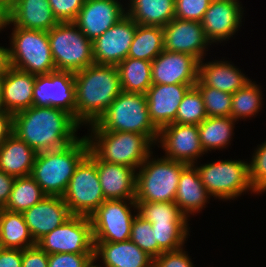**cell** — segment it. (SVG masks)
Listing matches in <instances>:
<instances>
[{
  "label": "cell",
  "instance_id": "obj_1",
  "mask_svg": "<svg viewBox=\"0 0 266 267\" xmlns=\"http://www.w3.org/2000/svg\"><path fill=\"white\" fill-rule=\"evenodd\" d=\"M81 127L70 113L50 106H31L13 114V133L37 153L77 141Z\"/></svg>",
  "mask_w": 266,
  "mask_h": 267
},
{
  "label": "cell",
  "instance_id": "obj_2",
  "mask_svg": "<svg viewBox=\"0 0 266 267\" xmlns=\"http://www.w3.org/2000/svg\"><path fill=\"white\" fill-rule=\"evenodd\" d=\"M76 121L84 128L96 123L121 93L117 66L92 64L74 73Z\"/></svg>",
  "mask_w": 266,
  "mask_h": 267
},
{
  "label": "cell",
  "instance_id": "obj_3",
  "mask_svg": "<svg viewBox=\"0 0 266 267\" xmlns=\"http://www.w3.org/2000/svg\"><path fill=\"white\" fill-rule=\"evenodd\" d=\"M86 136L61 149L39 152L31 176L47 196H63L76 167L88 155Z\"/></svg>",
  "mask_w": 266,
  "mask_h": 267
},
{
  "label": "cell",
  "instance_id": "obj_4",
  "mask_svg": "<svg viewBox=\"0 0 266 267\" xmlns=\"http://www.w3.org/2000/svg\"><path fill=\"white\" fill-rule=\"evenodd\" d=\"M89 150L99 159L132 167L136 171L154 151L155 144L146 136L133 132L89 130ZM90 132V133H89Z\"/></svg>",
  "mask_w": 266,
  "mask_h": 267
},
{
  "label": "cell",
  "instance_id": "obj_5",
  "mask_svg": "<svg viewBox=\"0 0 266 267\" xmlns=\"http://www.w3.org/2000/svg\"><path fill=\"white\" fill-rule=\"evenodd\" d=\"M87 129L142 134L154 144L159 134V129L150 119L146 95L123 90L98 121L87 126Z\"/></svg>",
  "mask_w": 266,
  "mask_h": 267
},
{
  "label": "cell",
  "instance_id": "obj_6",
  "mask_svg": "<svg viewBox=\"0 0 266 267\" xmlns=\"http://www.w3.org/2000/svg\"><path fill=\"white\" fill-rule=\"evenodd\" d=\"M153 154L136 171L135 201L174 202L180 175L188 164Z\"/></svg>",
  "mask_w": 266,
  "mask_h": 267
},
{
  "label": "cell",
  "instance_id": "obj_7",
  "mask_svg": "<svg viewBox=\"0 0 266 267\" xmlns=\"http://www.w3.org/2000/svg\"><path fill=\"white\" fill-rule=\"evenodd\" d=\"M246 160L218 159L204 164L197 162L194 165L208 194L214 200L228 202L237 200L246 193L256 194L249 181L248 159Z\"/></svg>",
  "mask_w": 266,
  "mask_h": 267
},
{
  "label": "cell",
  "instance_id": "obj_8",
  "mask_svg": "<svg viewBox=\"0 0 266 267\" xmlns=\"http://www.w3.org/2000/svg\"><path fill=\"white\" fill-rule=\"evenodd\" d=\"M10 29L12 32L9 35L10 45L8 48L11 67L34 75L56 71L48 31L23 29L15 26H11Z\"/></svg>",
  "mask_w": 266,
  "mask_h": 267
},
{
  "label": "cell",
  "instance_id": "obj_9",
  "mask_svg": "<svg viewBox=\"0 0 266 267\" xmlns=\"http://www.w3.org/2000/svg\"><path fill=\"white\" fill-rule=\"evenodd\" d=\"M48 38L56 70L75 73L94 64L93 42L74 22H59Z\"/></svg>",
  "mask_w": 266,
  "mask_h": 267
},
{
  "label": "cell",
  "instance_id": "obj_10",
  "mask_svg": "<svg viewBox=\"0 0 266 267\" xmlns=\"http://www.w3.org/2000/svg\"><path fill=\"white\" fill-rule=\"evenodd\" d=\"M137 215L135 199L105 200L89 217L94 242H122L130 239Z\"/></svg>",
  "mask_w": 266,
  "mask_h": 267
},
{
  "label": "cell",
  "instance_id": "obj_11",
  "mask_svg": "<svg viewBox=\"0 0 266 267\" xmlns=\"http://www.w3.org/2000/svg\"><path fill=\"white\" fill-rule=\"evenodd\" d=\"M62 197L72 215L88 217L106 200L96 164L88 156L76 167Z\"/></svg>",
  "mask_w": 266,
  "mask_h": 267
},
{
  "label": "cell",
  "instance_id": "obj_12",
  "mask_svg": "<svg viewBox=\"0 0 266 267\" xmlns=\"http://www.w3.org/2000/svg\"><path fill=\"white\" fill-rule=\"evenodd\" d=\"M36 244L49 254L94 253L90 217L72 215L62 225L39 239Z\"/></svg>",
  "mask_w": 266,
  "mask_h": 267
},
{
  "label": "cell",
  "instance_id": "obj_13",
  "mask_svg": "<svg viewBox=\"0 0 266 267\" xmlns=\"http://www.w3.org/2000/svg\"><path fill=\"white\" fill-rule=\"evenodd\" d=\"M33 106H50L70 113L76 120V94L74 73L53 71L36 75Z\"/></svg>",
  "mask_w": 266,
  "mask_h": 267
},
{
  "label": "cell",
  "instance_id": "obj_14",
  "mask_svg": "<svg viewBox=\"0 0 266 267\" xmlns=\"http://www.w3.org/2000/svg\"><path fill=\"white\" fill-rule=\"evenodd\" d=\"M155 145L162 148L163 153L165 152L164 157L186 164L200 162L206 154L200 143L198 125L179 123L165 125L159 129Z\"/></svg>",
  "mask_w": 266,
  "mask_h": 267
},
{
  "label": "cell",
  "instance_id": "obj_15",
  "mask_svg": "<svg viewBox=\"0 0 266 267\" xmlns=\"http://www.w3.org/2000/svg\"><path fill=\"white\" fill-rule=\"evenodd\" d=\"M244 9L240 0H212L201 21L207 40L227 43L242 27Z\"/></svg>",
  "mask_w": 266,
  "mask_h": 267
},
{
  "label": "cell",
  "instance_id": "obj_16",
  "mask_svg": "<svg viewBox=\"0 0 266 267\" xmlns=\"http://www.w3.org/2000/svg\"><path fill=\"white\" fill-rule=\"evenodd\" d=\"M137 25L132 18L126 15L92 41L94 63L117 66L125 60Z\"/></svg>",
  "mask_w": 266,
  "mask_h": 267
},
{
  "label": "cell",
  "instance_id": "obj_17",
  "mask_svg": "<svg viewBox=\"0 0 266 267\" xmlns=\"http://www.w3.org/2000/svg\"><path fill=\"white\" fill-rule=\"evenodd\" d=\"M163 30L164 49L167 51L189 54L200 62L212 47L199 21L174 18Z\"/></svg>",
  "mask_w": 266,
  "mask_h": 267
},
{
  "label": "cell",
  "instance_id": "obj_18",
  "mask_svg": "<svg viewBox=\"0 0 266 267\" xmlns=\"http://www.w3.org/2000/svg\"><path fill=\"white\" fill-rule=\"evenodd\" d=\"M123 4L121 0H85L74 23L94 41L127 15L126 3Z\"/></svg>",
  "mask_w": 266,
  "mask_h": 267
},
{
  "label": "cell",
  "instance_id": "obj_19",
  "mask_svg": "<svg viewBox=\"0 0 266 267\" xmlns=\"http://www.w3.org/2000/svg\"><path fill=\"white\" fill-rule=\"evenodd\" d=\"M151 64L153 84L195 85L198 81L199 61L189 54L164 49Z\"/></svg>",
  "mask_w": 266,
  "mask_h": 267
},
{
  "label": "cell",
  "instance_id": "obj_20",
  "mask_svg": "<svg viewBox=\"0 0 266 267\" xmlns=\"http://www.w3.org/2000/svg\"><path fill=\"white\" fill-rule=\"evenodd\" d=\"M22 214L35 242L72 216L63 197L47 195Z\"/></svg>",
  "mask_w": 266,
  "mask_h": 267
},
{
  "label": "cell",
  "instance_id": "obj_21",
  "mask_svg": "<svg viewBox=\"0 0 266 267\" xmlns=\"http://www.w3.org/2000/svg\"><path fill=\"white\" fill-rule=\"evenodd\" d=\"M194 86L152 84L145 95L150 119L158 129L174 123L180 102L187 91Z\"/></svg>",
  "mask_w": 266,
  "mask_h": 267
},
{
  "label": "cell",
  "instance_id": "obj_22",
  "mask_svg": "<svg viewBox=\"0 0 266 267\" xmlns=\"http://www.w3.org/2000/svg\"><path fill=\"white\" fill-rule=\"evenodd\" d=\"M87 156L96 164L106 200L135 199L136 170L134 168L99 160L90 150Z\"/></svg>",
  "mask_w": 266,
  "mask_h": 267
},
{
  "label": "cell",
  "instance_id": "obj_23",
  "mask_svg": "<svg viewBox=\"0 0 266 267\" xmlns=\"http://www.w3.org/2000/svg\"><path fill=\"white\" fill-rule=\"evenodd\" d=\"M199 62L198 79L205 85L217 90L235 93L251 81L233 62L221 58V60Z\"/></svg>",
  "mask_w": 266,
  "mask_h": 267
},
{
  "label": "cell",
  "instance_id": "obj_24",
  "mask_svg": "<svg viewBox=\"0 0 266 267\" xmlns=\"http://www.w3.org/2000/svg\"><path fill=\"white\" fill-rule=\"evenodd\" d=\"M94 257L104 267L153 266V258L130 239L122 242H94Z\"/></svg>",
  "mask_w": 266,
  "mask_h": 267
},
{
  "label": "cell",
  "instance_id": "obj_25",
  "mask_svg": "<svg viewBox=\"0 0 266 267\" xmlns=\"http://www.w3.org/2000/svg\"><path fill=\"white\" fill-rule=\"evenodd\" d=\"M7 16L5 27L9 28L12 25L23 29L49 31L59 23L48 0H17Z\"/></svg>",
  "mask_w": 266,
  "mask_h": 267
},
{
  "label": "cell",
  "instance_id": "obj_26",
  "mask_svg": "<svg viewBox=\"0 0 266 267\" xmlns=\"http://www.w3.org/2000/svg\"><path fill=\"white\" fill-rule=\"evenodd\" d=\"M211 198L201 181L196 166L188 164L180 175L174 200L180 211L190 219V216L200 214L210 203Z\"/></svg>",
  "mask_w": 266,
  "mask_h": 267
},
{
  "label": "cell",
  "instance_id": "obj_27",
  "mask_svg": "<svg viewBox=\"0 0 266 267\" xmlns=\"http://www.w3.org/2000/svg\"><path fill=\"white\" fill-rule=\"evenodd\" d=\"M36 75L10 67L3 77V110L12 114L33 106Z\"/></svg>",
  "mask_w": 266,
  "mask_h": 267
},
{
  "label": "cell",
  "instance_id": "obj_28",
  "mask_svg": "<svg viewBox=\"0 0 266 267\" xmlns=\"http://www.w3.org/2000/svg\"><path fill=\"white\" fill-rule=\"evenodd\" d=\"M37 152L12 133L0 145V170L15 178L31 175Z\"/></svg>",
  "mask_w": 266,
  "mask_h": 267
},
{
  "label": "cell",
  "instance_id": "obj_29",
  "mask_svg": "<svg viewBox=\"0 0 266 267\" xmlns=\"http://www.w3.org/2000/svg\"><path fill=\"white\" fill-rule=\"evenodd\" d=\"M127 1V15L138 25L164 27L175 18V0Z\"/></svg>",
  "mask_w": 266,
  "mask_h": 267
},
{
  "label": "cell",
  "instance_id": "obj_30",
  "mask_svg": "<svg viewBox=\"0 0 266 267\" xmlns=\"http://www.w3.org/2000/svg\"><path fill=\"white\" fill-rule=\"evenodd\" d=\"M231 117H207L198 125L199 139L204 152L227 149L233 141L235 125ZM230 144V145H229Z\"/></svg>",
  "mask_w": 266,
  "mask_h": 267
},
{
  "label": "cell",
  "instance_id": "obj_31",
  "mask_svg": "<svg viewBox=\"0 0 266 267\" xmlns=\"http://www.w3.org/2000/svg\"><path fill=\"white\" fill-rule=\"evenodd\" d=\"M0 242L3 248L21 250L36 245L22 213L0 209Z\"/></svg>",
  "mask_w": 266,
  "mask_h": 267
},
{
  "label": "cell",
  "instance_id": "obj_32",
  "mask_svg": "<svg viewBox=\"0 0 266 267\" xmlns=\"http://www.w3.org/2000/svg\"><path fill=\"white\" fill-rule=\"evenodd\" d=\"M117 68L123 91L146 94L153 84L151 61L127 57Z\"/></svg>",
  "mask_w": 266,
  "mask_h": 267
},
{
  "label": "cell",
  "instance_id": "obj_33",
  "mask_svg": "<svg viewBox=\"0 0 266 267\" xmlns=\"http://www.w3.org/2000/svg\"><path fill=\"white\" fill-rule=\"evenodd\" d=\"M163 50V27L137 25L127 57L152 62Z\"/></svg>",
  "mask_w": 266,
  "mask_h": 267
},
{
  "label": "cell",
  "instance_id": "obj_34",
  "mask_svg": "<svg viewBox=\"0 0 266 267\" xmlns=\"http://www.w3.org/2000/svg\"><path fill=\"white\" fill-rule=\"evenodd\" d=\"M253 79L243 88L232 94L231 118L239 122L256 117L263 107V91L261 85Z\"/></svg>",
  "mask_w": 266,
  "mask_h": 267
},
{
  "label": "cell",
  "instance_id": "obj_35",
  "mask_svg": "<svg viewBox=\"0 0 266 267\" xmlns=\"http://www.w3.org/2000/svg\"><path fill=\"white\" fill-rule=\"evenodd\" d=\"M46 194L31 175L15 178L12 191L4 209L23 213L41 201Z\"/></svg>",
  "mask_w": 266,
  "mask_h": 267
},
{
  "label": "cell",
  "instance_id": "obj_36",
  "mask_svg": "<svg viewBox=\"0 0 266 267\" xmlns=\"http://www.w3.org/2000/svg\"><path fill=\"white\" fill-rule=\"evenodd\" d=\"M137 214L150 223H188V219L175 202L135 201Z\"/></svg>",
  "mask_w": 266,
  "mask_h": 267
},
{
  "label": "cell",
  "instance_id": "obj_37",
  "mask_svg": "<svg viewBox=\"0 0 266 267\" xmlns=\"http://www.w3.org/2000/svg\"><path fill=\"white\" fill-rule=\"evenodd\" d=\"M155 240L163 252L175 251L186 246L191 232L189 223H151Z\"/></svg>",
  "mask_w": 266,
  "mask_h": 267
},
{
  "label": "cell",
  "instance_id": "obj_38",
  "mask_svg": "<svg viewBox=\"0 0 266 267\" xmlns=\"http://www.w3.org/2000/svg\"><path fill=\"white\" fill-rule=\"evenodd\" d=\"M207 117L201 93L195 86L191 87L180 102L174 123L199 125Z\"/></svg>",
  "mask_w": 266,
  "mask_h": 267
},
{
  "label": "cell",
  "instance_id": "obj_39",
  "mask_svg": "<svg viewBox=\"0 0 266 267\" xmlns=\"http://www.w3.org/2000/svg\"><path fill=\"white\" fill-rule=\"evenodd\" d=\"M195 87L202 95L208 117H231L232 94L205 86L199 79Z\"/></svg>",
  "mask_w": 266,
  "mask_h": 267
},
{
  "label": "cell",
  "instance_id": "obj_40",
  "mask_svg": "<svg viewBox=\"0 0 266 267\" xmlns=\"http://www.w3.org/2000/svg\"><path fill=\"white\" fill-rule=\"evenodd\" d=\"M130 240L153 259L163 253L158 246L157 240H155L150 221L145 220L138 214L134 217L132 223Z\"/></svg>",
  "mask_w": 266,
  "mask_h": 267
},
{
  "label": "cell",
  "instance_id": "obj_41",
  "mask_svg": "<svg viewBox=\"0 0 266 267\" xmlns=\"http://www.w3.org/2000/svg\"><path fill=\"white\" fill-rule=\"evenodd\" d=\"M248 160L249 181L256 195L266 193V140L253 150Z\"/></svg>",
  "mask_w": 266,
  "mask_h": 267
},
{
  "label": "cell",
  "instance_id": "obj_42",
  "mask_svg": "<svg viewBox=\"0 0 266 267\" xmlns=\"http://www.w3.org/2000/svg\"><path fill=\"white\" fill-rule=\"evenodd\" d=\"M212 0H175V18L201 22Z\"/></svg>",
  "mask_w": 266,
  "mask_h": 267
},
{
  "label": "cell",
  "instance_id": "obj_43",
  "mask_svg": "<svg viewBox=\"0 0 266 267\" xmlns=\"http://www.w3.org/2000/svg\"><path fill=\"white\" fill-rule=\"evenodd\" d=\"M59 22H74L85 0H48Z\"/></svg>",
  "mask_w": 266,
  "mask_h": 267
},
{
  "label": "cell",
  "instance_id": "obj_44",
  "mask_svg": "<svg viewBox=\"0 0 266 267\" xmlns=\"http://www.w3.org/2000/svg\"><path fill=\"white\" fill-rule=\"evenodd\" d=\"M185 246L175 251L161 253L153 259L154 267H195Z\"/></svg>",
  "mask_w": 266,
  "mask_h": 267
},
{
  "label": "cell",
  "instance_id": "obj_45",
  "mask_svg": "<svg viewBox=\"0 0 266 267\" xmlns=\"http://www.w3.org/2000/svg\"><path fill=\"white\" fill-rule=\"evenodd\" d=\"M94 253H56L48 255V267H84Z\"/></svg>",
  "mask_w": 266,
  "mask_h": 267
},
{
  "label": "cell",
  "instance_id": "obj_46",
  "mask_svg": "<svg viewBox=\"0 0 266 267\" xmlns=\"http://www.w3.org/2000/svg\"><path fill=\"white\" fill-rule=\"evenodd\" d=\"M22 267H48V254L37 244L22 250Z\"/></svg>",
  "mask_w": 266,
  "mask_h": 267
},
{
  "label": "cell",
  "instance_id": "obj_47",
  "mask_svg": "<svg viewBox=\"0 0 266 267\" xmlns=\"http://www.w3.org/2000/svg\"><path fill=\"white\" fill-rule=\"evenodd\" d=\"M0 267H22V250L3 248L0 252Z\"/></svg>",
  "mask_w": 266,
  "mask_h": 267
},
{
  "label": "cell",
  "instance_id": "obj_48",
  "mask_svg": "<svg viewBox=\"0 0 266 267\" xmlns=\"http://www.w3.org/2000/svg\"><path fill=\"white\" fill-rule=\"evenodd\" d=\"M14 181L15 177L0 170V209L8 202Z\"/></svg>",
  "mask_w": 266,
  "mask_h": 267
},
{
  "label": "cell",
  "instance_id": "obj_49",
  "mask_svg": "<svg viewBox=\"0 0 266 267\" xmlns=\"http://www.w3.org/2000/svg\"><path fill=\"white\" fill-rule=\"evenodd\" d=\"M13 133V114L0 110V145Z\"/></svg>",
  "mask_w": 266,
  "mask_h": 267
},
{
  "label": "cell",
  "instance_id": "obj_50",
  "mask_svg": "<svg viewBox=\"0 0 266 267\" xmlns=\"http://www.w3.org/2000/svg\"><path fill=\"white\" fill-rule=\"evenodd\" d=\"M10 67L9 48L0 44V76H4Z\"/></svg>",
  "mask_w": 266,
  "mask_h": 267
},
{
  "label": "cell",
  "instance_id": "obj_51",
  "mask_svg": "<svg viewBox=\"0 0 266 267\" xmlns=\"http://www.w3.org/2000/svg\"><path fill=\"white\" fill-rule=\"evenodd\" d=\"M17 0H0V7L7 13L15 6Z\"/></svg>",
  "mask_w": 266,
  "mask_h": 267
},
{
  "label": "cell",
  "instance_id": "obj_52",
  "mask_svg": "<svg viewBox=\"0 0 266 267\" xmlns=\"http://www.w3.org/2000/svg\"><path fill=\"white\" fill-rule=\"evenodd\" d=\"M8 20L7 12L0 7V33L4 29L6 30V22Z\"/></svg>",
  "mask_w": 266,
  "mask_h": 267
},
{
  "label": "cell",
  "instance_id": "obj_53",
  "mask_svg": "<svg viewBox=\"0 0 266 267\" xmlns=\"http://www.w3.org/2000/svg\"><path fill=\"white\" fill-rule=\"evenodd\" d=\"M97 262V263H96ZM84 267H104L102 263L98 262V260L92 256L88 262L84 265Z\"/></svg>",
  "mask_w": 266,
  "mask_h": 267
},
{
  "label": "cell",
  "instance_id": "obj_54",
  "mask_svg": "<svg viewBox=\"0 0 266 267\" xmlns=\"http://www.w3.org/2000/svg\"><path fill=\"white\" fill-rule=\"evenodd\" d=\"M3 77L0 76V110H3Z\"/></svg>",
  "mask_w": 266,
  "mask_h": 267
},
{
  "label": "cell",
  "instance_id": "obj_55",
  "mask_svg": "<svg viewBox=\"0 0 266 267\" xmlns=\"http://www.w3.org/2000/svg\"><path fill=\"white\" fill-rule=\"evenodd\" d=\"M2 249H3V247H2V244H1V242H0V252H1Z\"/></svg>",
  "mask_w": 266,
  "mask_h": 267
}]
</instances>
